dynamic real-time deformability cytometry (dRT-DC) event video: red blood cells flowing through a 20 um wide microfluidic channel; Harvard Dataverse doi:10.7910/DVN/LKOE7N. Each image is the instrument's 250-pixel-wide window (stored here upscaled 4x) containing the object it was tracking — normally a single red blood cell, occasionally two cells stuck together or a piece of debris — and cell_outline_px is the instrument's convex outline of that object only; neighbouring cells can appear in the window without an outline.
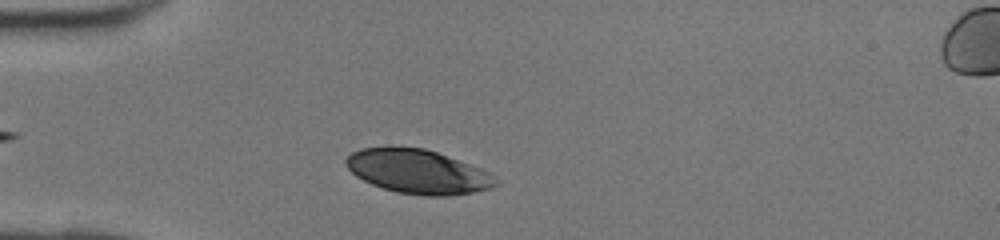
{"species": "human", "species_latin": "Homo sapiens", "temperature_condition": "room temperature", "stored_images_in_passage": 30, "camera_frame_rate_fps": 3000, "um_per_image_px": 0.085, "donor": {"sex": "female"}, "frame": {"image": 1, "passage_image": 4, "time_ms": 1.0, "image_size_px": [1000, 240], "cell_outline_px": [[500, 184], [492, 188], [472, 192], [448, 196], [428, 196], [396, 192], [372, 184], [356, 176], [344, 164], [344, 160], [352, 152], [360, 148], [388, 144], [392, 144], [424, 148], [436, 152], [480, 168], [488, 172], [500, 180]], "centroid_in_image_um": [35.49, 14.55], "position_along_channel_um": 49.5, "area_um2": 39.07}}
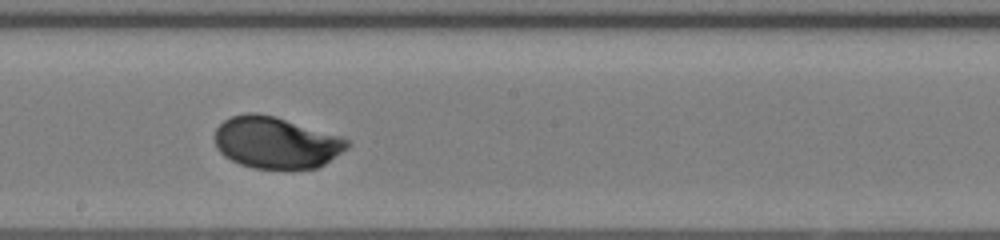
{"frame": {"image": 2, "passage_image": 16, "time_ms": 5.0, "image_size_px": [1000, 240], "cell_outline_px": [[352, 144], [348, 148], [324, 164], [316, 168], [252, 168], [240, 164], [224, 156], [216, 148], [216, 128], [224, 120], [232, 116], [248, 112], [256, 112], [276, 116], [340, 136], [348, 140]], "centroid_in_image_um": [23.46, 12.11], "position_along_channel_um": 224.7, "area_um2": 39.77}}
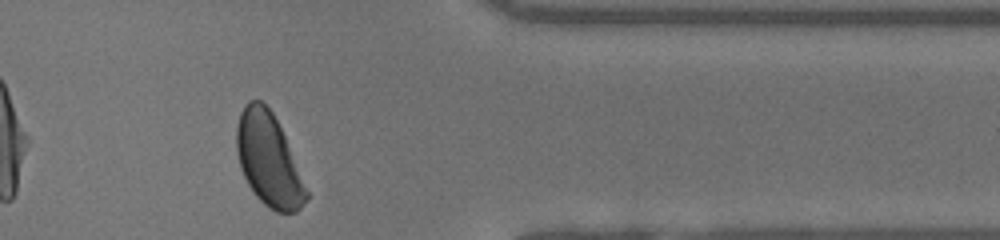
{"frame": {"image": 3, "passage_image": 27, "time_ms": 8.667, "image_size_px": [1000, 240], "cell_outline_px": [[308, 200], [296, 212], [276, 212], [268, 208], [252, 192], [240, 168], [236, 152], [236, 128], [240, 112], [244, 104], [248, 100], [260, 100], [272, 112], [284, 136], [308, 192]], "centroid_in_image_um": [22.8, 13.59], "position_along_channel_um": 388.6, "area_um2": 37.4}}